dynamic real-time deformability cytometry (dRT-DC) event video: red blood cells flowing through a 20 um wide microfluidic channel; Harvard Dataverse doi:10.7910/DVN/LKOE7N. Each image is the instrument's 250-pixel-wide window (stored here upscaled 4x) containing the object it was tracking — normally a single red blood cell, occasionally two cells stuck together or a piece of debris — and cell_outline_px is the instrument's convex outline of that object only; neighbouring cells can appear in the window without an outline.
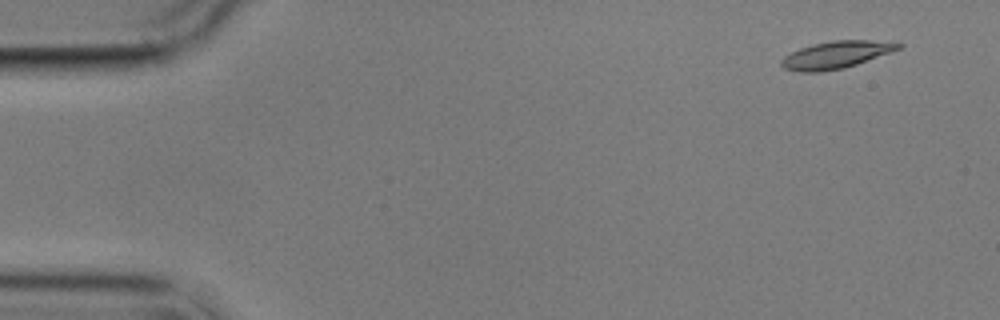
{"species": "common noctule bat (a hibernating species)", "species_latin": "Nyctalus noctula", "temperature_condition": "cold", "stored_images_in_passage": 7, "camera_frame_rate_fps": 3000, "um_per_image_px": 0.085, "animal": {"sex": "male", "body_mass_g": 17.9}, "frame": {"image": 1, "passage_image": 1, "time_ms": 0.0, "image_size_px": [1000, 320], "cell_outline_px": [[904, 44], [900, 48], [856, 64], [844, 68], [820, 72], [800, 72], [784, 68], [780, 64], [780, 60], [784, 56], [800, 48], [812, 44], [832, 40], [868, 40]], "centroid_in_image_um": [70.99, 4.66], "position_along_channel_um": 14.0, "area_um2": 18.32}}
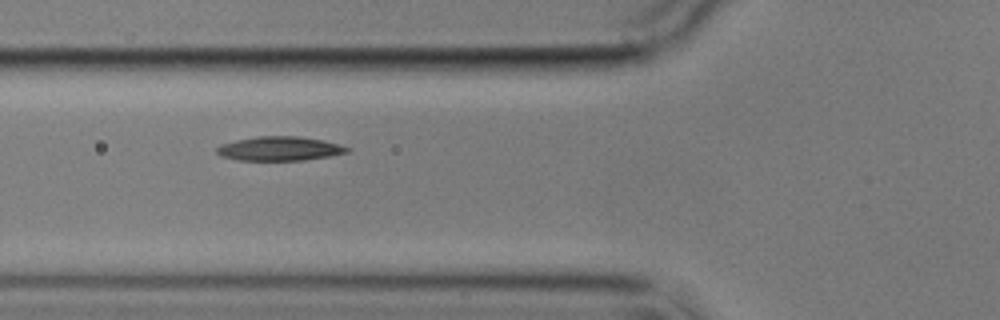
{"frame": {"image": 2, "passage_image": 6, "time_ms": 5.667, "image_size_px": [1000, 320], "cell_outline_px": [[352, 148], [348, 152], [328, 156], [304, 160], [236, 160], [220, 156], [216, 152], [216, 148], [220, 144], [236, 140], [256, 136], [300, 136], [324, 140], [340, 144]], "centroid_in_image_um": [23.76, 12.62], "position_along_channel_um": 102.0, "area_um2": 18.5}}
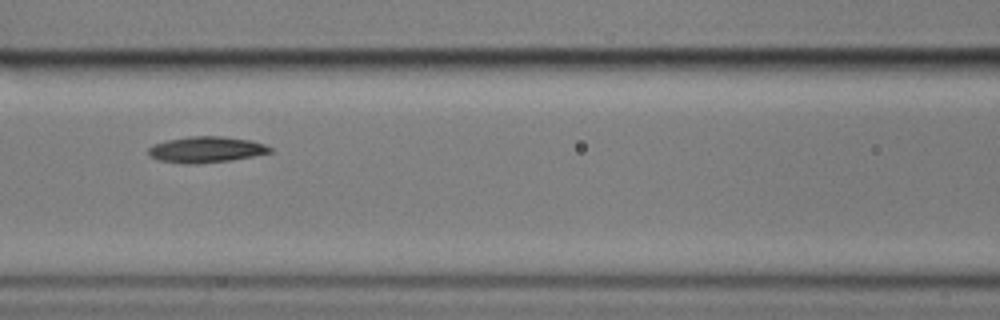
{"frame": {"image": 3, "passage_image": 7, "time_ms": 7.0, "image_size_px": [1000, 320], "cell_outline_px": [[272, 152], [232, 160], [200, 164], [184, 164], [160, 160], [148, 156], [148, 148], [152, 144], [168, 140], [188, 136], [224, 136], [252, 140], [264, 144], [272, 148]], "centroid_in_image_um": [17.51, 12.71], "position_along_channel_um": 149.1, "area_um2": 18.67}}